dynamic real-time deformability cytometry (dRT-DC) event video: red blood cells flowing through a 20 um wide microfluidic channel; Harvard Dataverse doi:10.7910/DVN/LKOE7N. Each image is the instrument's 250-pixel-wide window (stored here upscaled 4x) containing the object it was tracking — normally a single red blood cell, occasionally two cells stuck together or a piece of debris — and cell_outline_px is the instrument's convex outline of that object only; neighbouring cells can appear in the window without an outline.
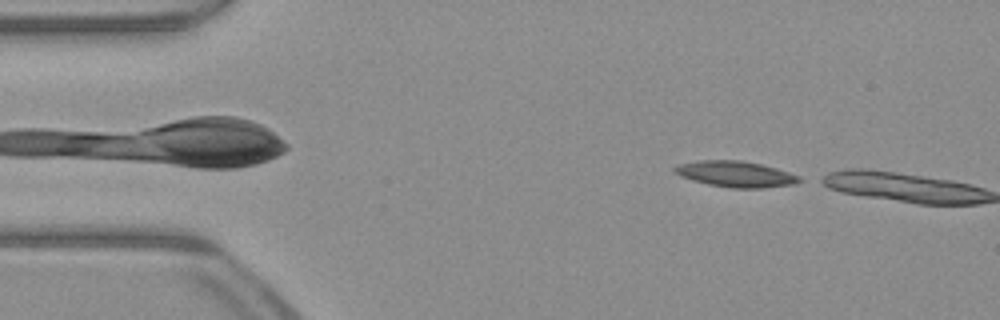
{"species": "common noctule bat (a hibernating species)", "species_latin": "Nyctalus noctula", "temperature_condition": "warm", "stored_images_in_passage": 2, "camera_frame_rate_fps": 3000, "um_per_image_px": 0.085, "animal": {"sex": "male", "body_mass_g": 23.1, "forearm_length_mm": 52.7}, "frame": {"image": 1, "passage_image": 1, "time_ms": 0.0, "image_size_px": [1000, 320], "cell_outline_px": [[804, 180], [796, 184], [764, 188], [732, 188], [708, 184], [692, 180], [680, 176], [672, 168], [680, 164], [700, 160], [740, 160], [760, 164], [776, 168], [800, 176]], "centroid_in_image_um": [62.57, 14.8], "position_along_channel_um": 22.4, "area_um2": 18.84}}